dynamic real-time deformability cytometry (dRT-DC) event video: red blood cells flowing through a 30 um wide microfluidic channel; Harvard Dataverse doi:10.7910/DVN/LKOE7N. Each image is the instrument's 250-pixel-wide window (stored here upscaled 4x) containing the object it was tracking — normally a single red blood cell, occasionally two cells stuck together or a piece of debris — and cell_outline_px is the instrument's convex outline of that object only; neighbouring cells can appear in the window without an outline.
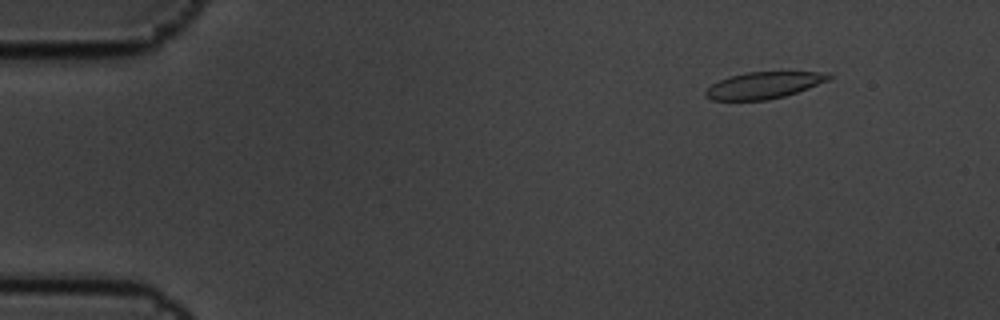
{"species": "common noctule bat (a hibernating species)", "species_latin": "Nyctalus noctula", "temperature_condition": "cold", "stored_images_in_passage": 4, "camera_frame_rate_fps": 3000, "um_per_image_px": 0.085, "animal": {"sex": "male", "body_mass_g": 19.5, "forearm_length_mm": 54.6}, "frame": {"image": 1, "passage_image": 1, "time_ms": 0.0, "image_size_px": [1000, 320], "cell_outline_px": [[832, 76], [828, 80], [808, 88], [784, 96], [768, 100], [712, 100], [704, 96], [704, 92], [712, 84], [728, 76], [744, 72], [832, 72]], "centroid_in_image_um": [64.9, 7.24], "position_along_channel_um": 20.1, "area_um2": 19.13}}
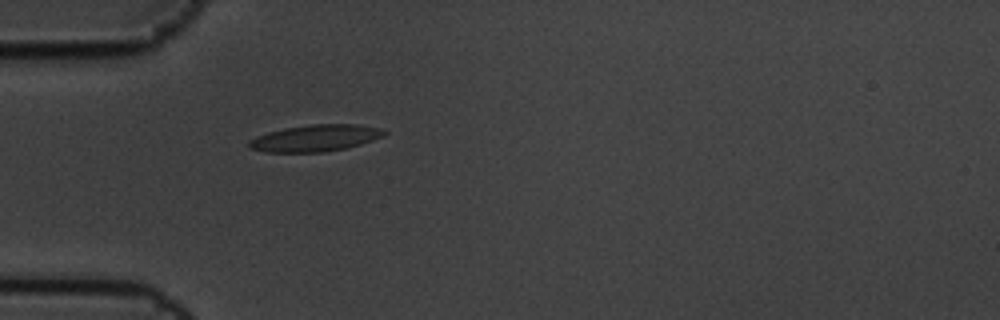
{"frame": {"image": 2, "passage_image": 4, "time_ms": 1.0, "image_size_px": [1000, 320], "cell_outline_px": [[388, 132], [384, 136], [360, 144], [344, 148], [324, 152], [264, 152], [248, 148], [248, 140], [256, 136], [268, 132], [284, 128], [312, 124], [356, 124], [380, 128]], "centroid_in_image_um": [26.77, 11.74], "position_along_channel_um": 58.2, "area_um2": 21.04}}